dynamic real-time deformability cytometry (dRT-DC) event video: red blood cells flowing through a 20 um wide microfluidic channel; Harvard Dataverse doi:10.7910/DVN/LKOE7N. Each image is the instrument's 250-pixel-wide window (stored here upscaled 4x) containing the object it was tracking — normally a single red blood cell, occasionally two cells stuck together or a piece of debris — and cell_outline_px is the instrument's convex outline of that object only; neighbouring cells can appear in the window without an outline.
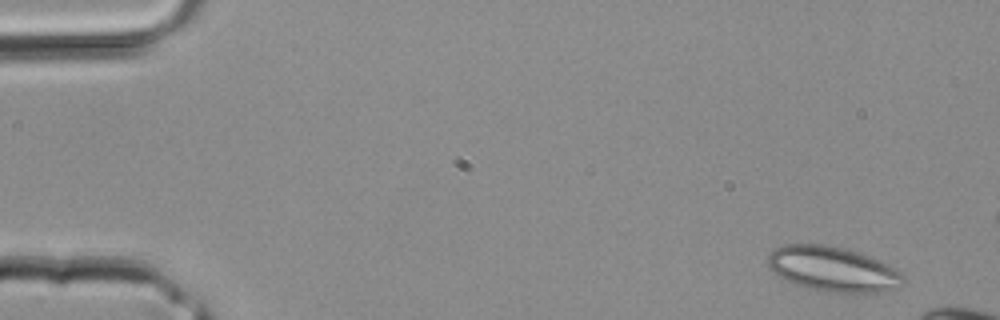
{"species": "common noctule bat (a hibernating species)", "species_latin": "Nyctalus noctula", "temperature_condition": "room temperature", "stored_images_in_passage": 10, "camera_frame_rate_fps": 3000, "um_per_image_px": 0.085, "animal": {"sex": "male", "body_mass_g": 20.4}, "frame": {"image": 1, "passage_image": 2, "time_ms": 0.333, "image_size_px": [1000, 320], "cell_outline_px": [[908, 280], [904, 284], [896, 288], [876, 292], [824, 292], [792, 284], [772, 272], [768, 268], [768, 252], [784, 244], [824, 244], [844, 248], [860, 252], [872, 256], [900, 272]], "centroid_in_image_um": [70.77, 22.86], "position_along_channel_um": 14.2, "area_um2": 35.84}}